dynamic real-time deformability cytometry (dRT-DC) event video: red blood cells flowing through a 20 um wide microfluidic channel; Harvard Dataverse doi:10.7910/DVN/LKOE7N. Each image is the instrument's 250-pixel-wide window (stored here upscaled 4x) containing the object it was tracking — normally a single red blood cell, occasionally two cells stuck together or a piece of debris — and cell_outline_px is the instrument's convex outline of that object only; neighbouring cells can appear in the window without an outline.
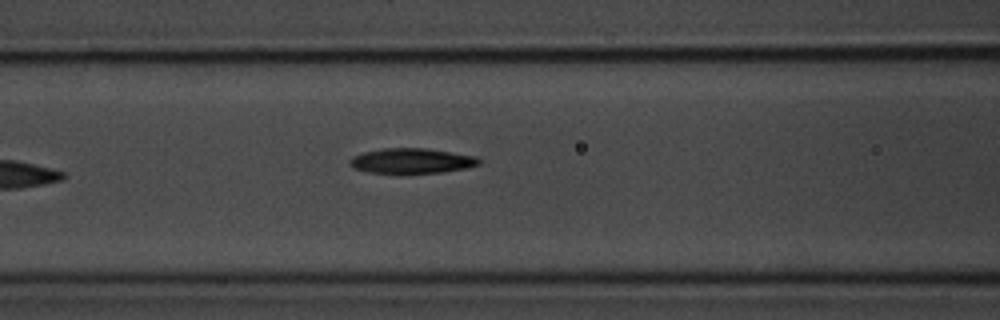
{"species": "common noctule bat (a hibernating species)", "species_latin": "Nyctalus noctula", "temperature_condition": "room temperature", "stored_images_in_passage": 7, "camera_frame_rate_fps": 3000, "um_per_image_px": 0.085, "animal": {"sex": "male", "body_mass_g": 20.1, "forearm_length_mm": 53.5}, "frame": {"image": 1, "passage_image": 7, "time_ms": 8.0, "image_size_px": [1000, 320], "cell_outline_px": [[480, 164], [468, 168], [444, 172], [408, 176], [404, 176], [368, 172], [352, 168], [348, 164], [348, 160], [352, 156], [364, 152], [384, 148], [424, 148], [476, 156], [480, 160]], "centroid_in_image_um": [34.94, 13.72], "position_along_channel_um": 131.7, "area_um2": 19.88}}